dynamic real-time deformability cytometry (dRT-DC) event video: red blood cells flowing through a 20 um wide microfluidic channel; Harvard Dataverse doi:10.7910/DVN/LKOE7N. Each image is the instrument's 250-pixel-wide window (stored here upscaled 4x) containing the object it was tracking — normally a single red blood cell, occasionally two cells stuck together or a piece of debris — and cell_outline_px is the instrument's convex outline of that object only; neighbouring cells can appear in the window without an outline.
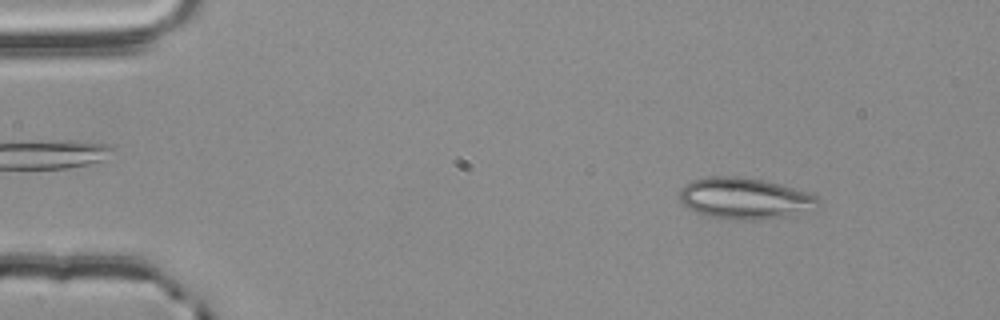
{"species": "common noctule bat (a hibernating species)", "species_latin": "Nyctalus noctula", "temperature_condition": "room temperature", "stored_images_in_passage": 55, "camera_frame_rate_fps": 3000, "um_per_image_px": 0.085, "animal": {"sex": "male", "body_mass_g": 20.4}, "frame": {"image": 1, "passage_image": 7, "time_ms": 2.0, "image_size_px": [1000, 320], "cell_outline_px": [[820, 200], [788, 216], [768, 220], [740, 220], [708, 216], [696, 212], [688, 208], [680, 200], [680, 192], [684, 184], [692, 180], [708, 176], [744, 176], [764, 180], [780, 184], [816, 196]], "centroid_in_image_um": [63.17, 16.85], "position_along_channel_um": 21.8, "area_um2": 32.77}}
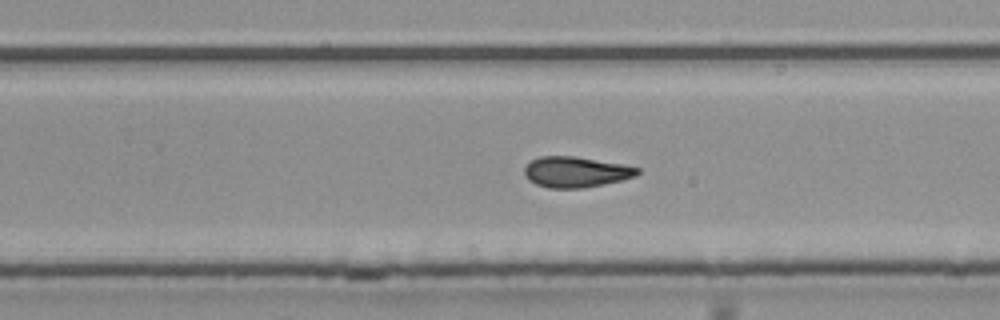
{"frame": {"image": 2, "passage_image": 35, "time_ms": 11.333, "image_size_px": [1000, 320], "cell_outline_px": [[640, 172], [636, 176], [620, 180], [580, 188], [548, 188], [536, 184], [528, 180], [524, 172], [524, 168], [532, 160], [540, 156], [576, 156], [624, 164], [640, 168]], "centroid_in_image_um": [48.94, 14.6], "position_along_channel_um": 280.9, "area_um2": 20.11}}
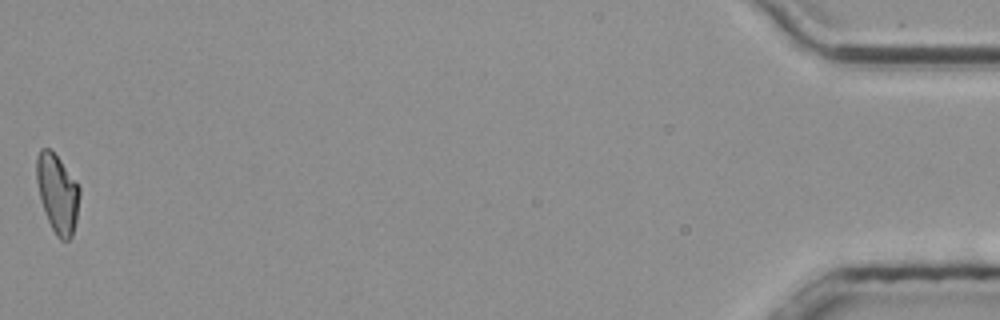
{"frame": {"image": 3, "passage_image": 55, "time_ms": 18.0, "image_size_px": [1000, 320], "cell_outline_px": [[80, 192], [76, 220], [72, 236], [68, 240], [60, 240], [56, 236], [44, 212], [40, 200], [36, 180], [36, 156], [40, 148], [48, 148], [60, 160], [80, 188]], "centroid_in_image_um": [4.86, 16.45], "position_along_channel_um": 430.3, "area_um2": 19.59}, "authors_computed_cell_mechanics": {"area_um2": 20.3456, "velocity_mm_per_s": 3.7919, "shape_relaxation_time_tau1_ms": null, "shape_relaxation_time_tau2_ms": 2.6183, "deformation_change_tau1": null, "deformation_change_tau2": 0.0971}}